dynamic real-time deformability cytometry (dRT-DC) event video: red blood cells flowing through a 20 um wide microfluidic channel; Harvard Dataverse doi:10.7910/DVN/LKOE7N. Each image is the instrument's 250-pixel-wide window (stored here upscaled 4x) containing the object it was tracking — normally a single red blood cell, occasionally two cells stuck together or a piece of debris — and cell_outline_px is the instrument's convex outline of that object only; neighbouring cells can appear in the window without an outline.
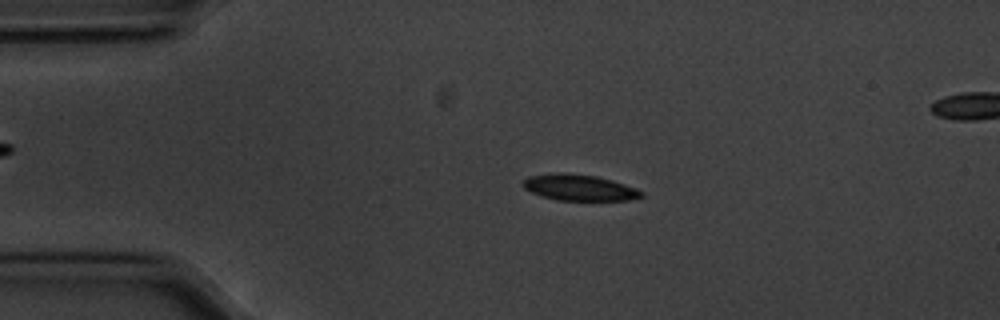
{"species": "common noctule bat (a hibernating species)", "species_latin": "Nyctalus noctula", "temperature_condition": "cold", "stored_images_in_passage": 56, "segment_of_instrument_passage": [1, 2], "camera_frame_rate_fps": 3000, "um_per_image_px": 0.085, "animal": {"sex": "male", "body_mass_g": 20.1, "forearm_length_mm": 53.5}, "frame": {"image": 1, "passage_image": 11, "time_ms": 3.333, "image_size_px": [1000, 320], "cell_outline_px": [[644, 196], [628, 200], [556, 200], [532, 192], [524, 188], [520, 184], [528, 176], [552, 172], [568, 172], [596, 176], [612, 180], [636, 188], [644, 192]], "centroid_in_image_um": [49.22, 15.92], "position_along_channel_um": 35.8, "area_um2": 18.15}}
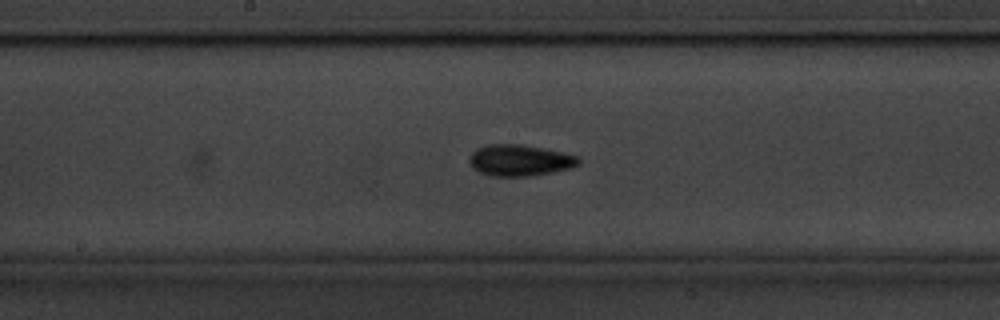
{"frame": {"image": 2, "passage_image": 28, "time_ms": 9.0, "image_size_px": [1000, 320], "cell_outline_px": [[580, 164], [572, 168], [532, 176], [492, 176], [480, 172], [472, 168], [468, 160], [472, 152], [476, 148], [488, 144], [524, 144], [564, 152], [580, 156]], "centroid_in_image_um": [44.21, 13.62], "position_along_channel_um": 204.0, "area_um2": 20.29}}
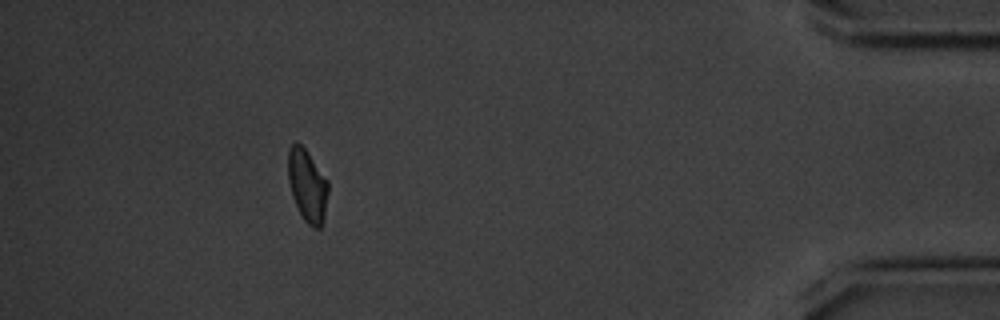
{"frame": {"image": 3, "passage_image": 50, "time_ms": 16.333, "image_size_px": [1000, 320], "cell_outline_px": [[328, 192], [324, 216], [320, 228], [312, 228], [304, 220], [292, 196], [288, 180], [288, 148], [296, 140], [304, 148], [328, 180]], "centroid_in_image_um": [26.11, 15.75], "position_along_channel_um": 409.1, "area_um2": 16.82}}